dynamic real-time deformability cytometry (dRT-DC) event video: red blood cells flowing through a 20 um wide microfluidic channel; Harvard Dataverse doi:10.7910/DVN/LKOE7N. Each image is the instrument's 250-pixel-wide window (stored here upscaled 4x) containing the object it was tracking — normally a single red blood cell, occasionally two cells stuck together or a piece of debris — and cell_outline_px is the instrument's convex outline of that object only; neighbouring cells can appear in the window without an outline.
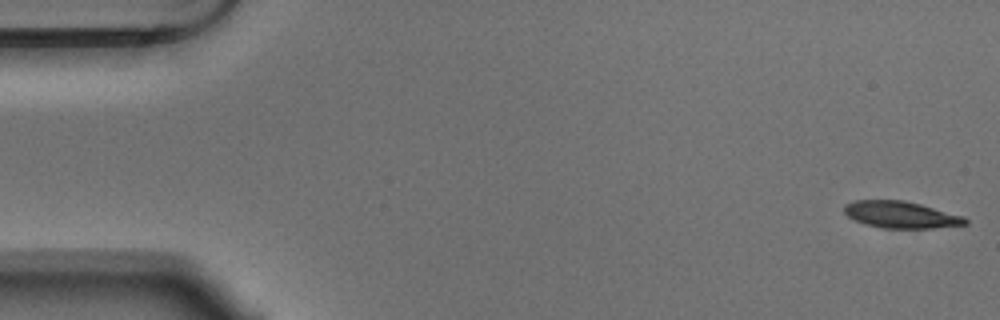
{"species": "Egyptian fruit bat (a non-hibernating species)", "species_latin": "Rousettus aegyptiacus", "temperature_condition": "warm", "stored_images_in_passage": 54, "camera_frame_rate_fps": 3000, "um_per_image_px": 0.085, "animal": {"sex": "male"}, "frame": {"image": 1, "passage_image": 1, "time_ms": 0.0, "image_size_px": [1000, 320], "cell_outline_px": [[968, 224], [932, 228], [884, 228], [868, 224], [856, 220], [848, 216], [844, 212], [844, 204], [852, 200], [904, 200], [920, 204], [964, 216], [968, 220]], "centroid_in_image_um": [76.58, 18.24], "position_along_channel_um": 8.4, "area_um2": 18.79}}
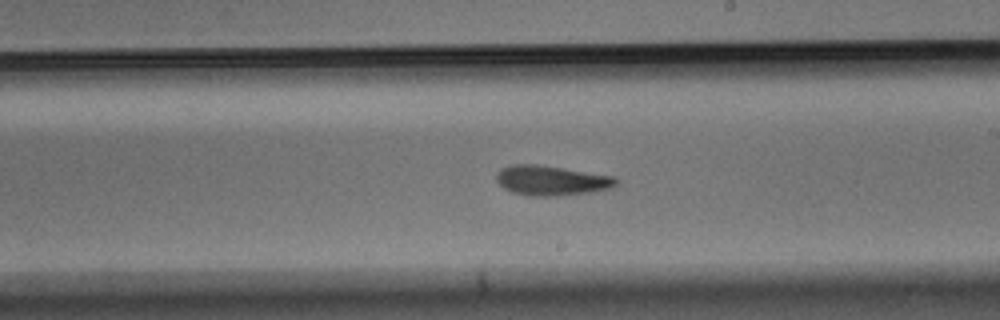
{"frame": {"image": 2, "passage_image": 31, "time_ms": 10.0, "image_size_px": [1000, 320], "cell_outline_px": [[616, 184], [608, 188], [588, 192], [556, 196], [528, 196], [512, 192], [504, 188], [496, 180], [496, 176], [500, 168], [512, 164], [536, 164], [612, 176], [616, 180]], "centroid_in_image_um": [46.77, 15.34], "position_along_channel_um": 242.2, "area_um2": 20.46}}
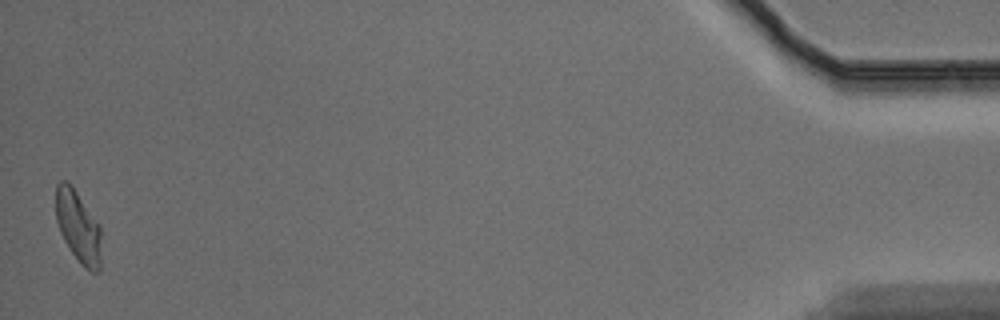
{"frame": {"image": 3, "passage_image": 54, "time_ms": 17.667, "image_size_px": [1000, 320], "cell_outline_px": [[100, 272], [92, 272], [84, 268], [80, 264], [64, 240], [60, 232], [56, 220], [56, 184], [60, 180], [68, 180], [72, 184], [100, 224]], "centroid_in_image_um": [6.64, 19.23], "position_along_channel_um": 428.6, "area_um2": 19.31}, "authors_computed_cell_mechanics": {"area_um2": 19.941, "velocity_mm_per_s": 3.6624, "shape_relaxation_time_tau1_ms": 6.6928, "shape_relaxation_time_tau2_ms": 9.3074, "deformation_change_tau1": 0.1955, "deformation_change_tau2": 0.1843}}